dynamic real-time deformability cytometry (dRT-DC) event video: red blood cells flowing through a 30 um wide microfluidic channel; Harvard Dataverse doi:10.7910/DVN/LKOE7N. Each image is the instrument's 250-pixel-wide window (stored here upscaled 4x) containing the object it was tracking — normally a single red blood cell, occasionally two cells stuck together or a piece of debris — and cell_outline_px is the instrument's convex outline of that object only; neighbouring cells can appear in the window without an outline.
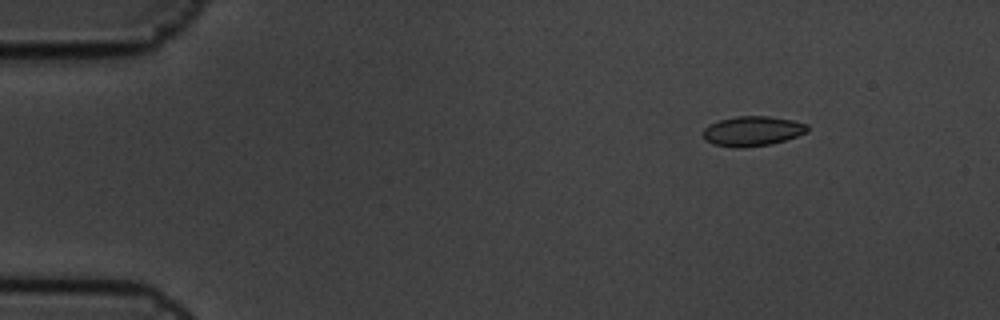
{"species": "common noctule bat (a hibernating species)", "species_latin": "Nyctalus noctula", "temperature_condition": "cold", "stored_images_in_passage": 5, "camera_frame_rate_fps": 3000, "um_per_image_px": 0.085, "animal": {"sex": "male", "body_mass_g": 19.5, "forearm_length_mm": 54.6}, "frame": {"image": 1, "passage_image": 3, "time_ms": 0.667, "image_size_px": [1000, 320], "cell_outline_px": [[808, 132], [772, 144], [740, 148], [736, 148], [712, 144], [704, 140], [704, 128], [720, 120], [736, 116], [768, 116], [792, 120], [808, 124]], "centroid_in_image_um": [63.96, 11.15], "position_along_channel_um": 21.0, "area_um2": 18.09}}